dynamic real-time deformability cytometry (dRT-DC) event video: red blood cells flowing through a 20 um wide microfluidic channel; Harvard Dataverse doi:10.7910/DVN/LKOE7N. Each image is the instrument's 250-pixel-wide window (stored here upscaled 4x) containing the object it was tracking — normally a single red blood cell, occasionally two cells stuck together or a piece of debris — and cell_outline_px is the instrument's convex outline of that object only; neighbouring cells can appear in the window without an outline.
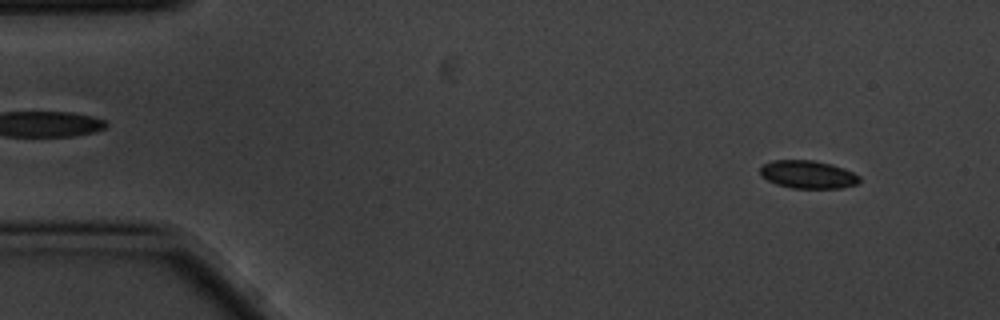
{"species": "common noctule bat (a hibernating species)", "species_latin": "Nyctalus noctula", "temperature_condition": "cold", "stored_images_in_passage": 4, "camera_frame_rate_fps": 3000, "um_per_image_px": 0.085, "animal": {"sex": "male", "body_mass_g": 20.1, "forearm_length_mm": 53.5}, "frame": {"image": 1, "passage_image": 1, "time_ms": 0.0, "image_size_px": [1000, 320], "cell_outline_px": [[860, 180], [856, 184], [840, 188], [792, 188], [776, 184], [760, 176], [760, 168], [764, 164], [772, 160], [812, 160], [832, 164], [844, 168], [860, 176]], "centroid_in_image_um": [68.66, 14.83], "position_along_channel_um": 16.3, "area_um2": 16.18}}